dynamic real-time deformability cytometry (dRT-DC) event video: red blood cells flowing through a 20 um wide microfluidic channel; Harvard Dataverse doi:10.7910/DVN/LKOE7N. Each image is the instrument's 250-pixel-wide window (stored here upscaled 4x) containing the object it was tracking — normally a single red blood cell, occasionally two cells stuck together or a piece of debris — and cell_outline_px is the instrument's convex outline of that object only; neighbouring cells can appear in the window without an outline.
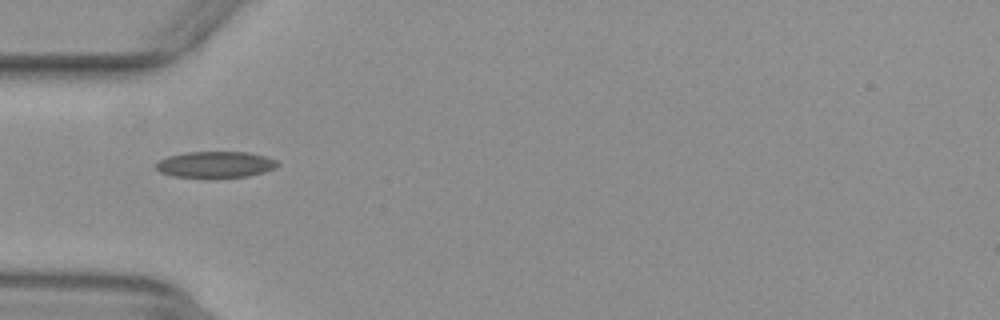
{"species": "common noctule bat (a hibernating species)", "species_latin": "Nyctalus noctula", "temperature_condition": "warm", "stored_images_in_passage": 37, "camera_frame_rate_fps": 3000, "um_per_image_px": 0.085, "animal": {"sex": "female", "body_mass_g": 29.2, "forearm_length_mm": 56.3}, "frame": {"image": 1, "passage_image": 1, "time_ms": 0.0, "image_size_px": [1000, 320], "cell_outline_px": [[280, 164], [264, 172], [248, 176], [172, 176], [160, 172], [156, 168], [156, 164], [160, 160], [168, 156], [184, 152], [248, 152], [264, 156], [276, 160]], "centroid_in_image_um": [18.3, 13.96], "position_along_channel_um": 66.7, "area_um2": 18.09}}
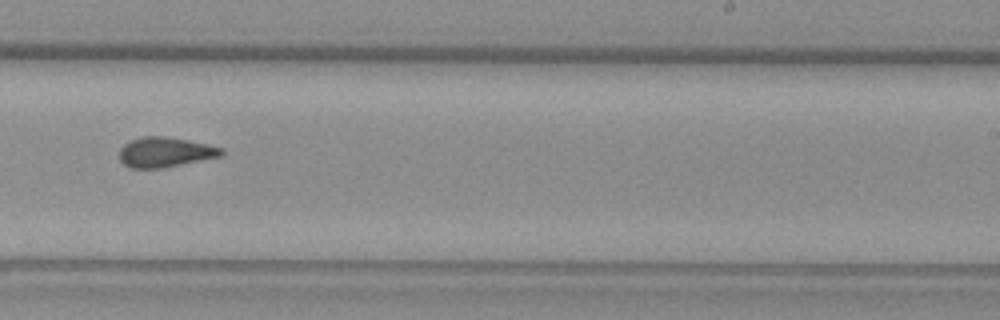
{"frame": {"image": 2, "passage_image": 17, "time_ms": 5.333, "image_size_px": [1000, 320], "cell_outline_px": [[224, 152], [220, 156], [164, 168], [128, 168], [120, 160], [120, 148], [124, 144], [140, 136], [164, 136], [188, 140], [208, 144], [224, 148]], "centroid_in_image_um": [14.03, 12.93], "position_along_channel_um": 275.0, "area_um2": 17.86}}
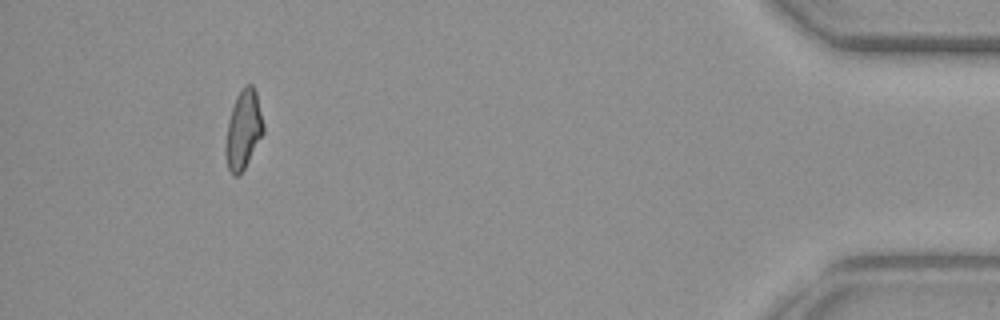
{"frame": {"image": 3, "passage_image": 33, "time_ms": 10.667, "image_size_px": [1000, 320], "cell_outline_px": [[264, 132], [244, 168], [236, 176], [232, 176], [228, 168], [224, 156], [224, 144], [228, 120], [236, 96], [240, 88], [244, 84], [252, 84], [256, 92], [264, 124]], "centroid_in_image_um": [20.66, 11.0], "position_along_channel_um": 414.5, "area_um2": 17.51}, "authors_computed_cell_mechanics": {"area_um2": 17.6868, "velocity_mm_per_s": 3.9107, "shape_relaxation_time_tau1_ms": null, "shape_relaxation_time_tau2_ms": 2.4423, "deformation_change_tau1": null, "deformation_change_tau2": 0.0964}}